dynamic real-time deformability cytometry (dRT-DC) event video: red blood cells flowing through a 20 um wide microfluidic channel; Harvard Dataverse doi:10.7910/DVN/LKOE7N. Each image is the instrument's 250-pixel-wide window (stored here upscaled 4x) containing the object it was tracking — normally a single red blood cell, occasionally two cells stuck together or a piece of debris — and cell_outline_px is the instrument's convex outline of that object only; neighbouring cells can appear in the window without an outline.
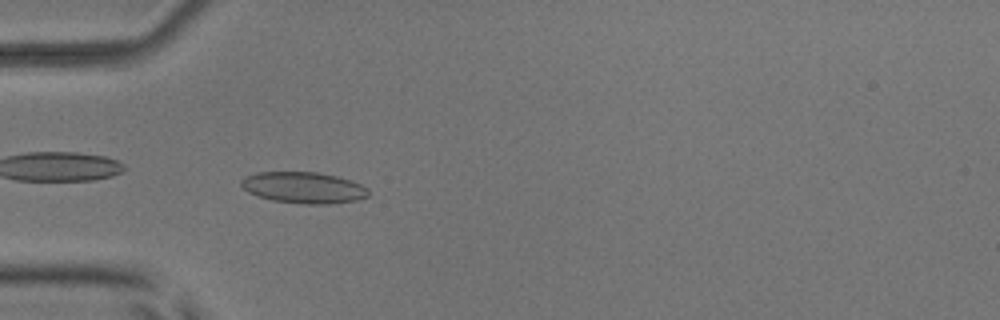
{"species": "common noctule bat (a hibernating species)", "species_latin": "Nyctalus noctula", "temperature_condition": "room temperature", "stored_images_in_passage": 52, "camera_frame_rate_fps": 3000, "um_per_image_px": 0.085, "animal": {"sex": "male", "body_mass_g": 17.9, "forearm_length_mm": 54.2}, "frame": {"image": 1, "passage_image": 16, "time_ms": 5.0, "image_size_px": [1000, 320], "cell_outline_px": [[368, 196], [356, 200], [328, 204], [304, 204], [272, 200], [248, 192], [240, 184], [240, 180], [244, 176], [256, 172], [316, 172], [336, 176], [352, 180], [368, 188]], "centroid_in_image_um": [25.79, 15.94], "position_along_channel_um": 59.2, "area_um2": 23.18}}
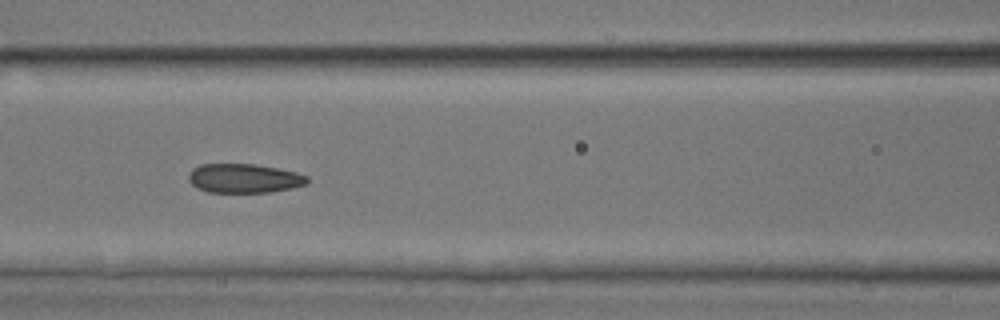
{"frame": {"image": 2, "passage_image": 23, "time_ms": 7.333, "image_size_px": [1000, 320], "cell_outline_px": [[308, 184], [292, 188], [268, 192], [208, 192], [196, 188], [188, 180], [188, 172], [192, 168], [200, 164], [256, 164], [296, 172], [308, 176]], "centroid_in_image_um": [20.72, 15.15], "position_along_channel_um": 145.9, "area_um2": 20.29}}
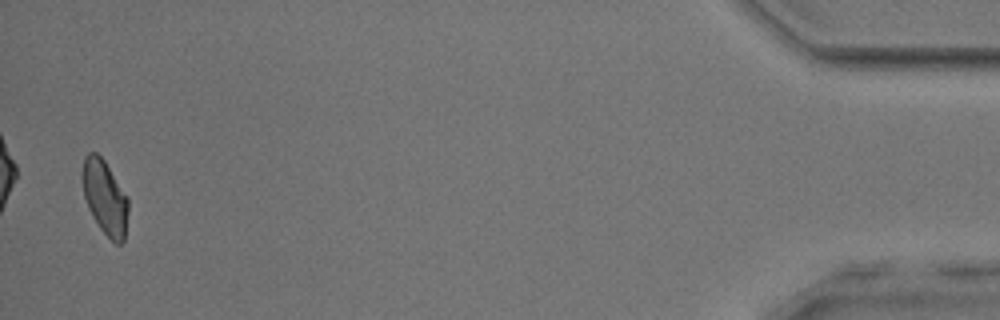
{"frame": {"image": 3, "passage_image": 51, "time_ms": 16.667, "image_size_px": [1000, 320], "cell_outline_px": [[128, 212], [124, 240], [120, 244], [116, 244], [100, 228], [88, 208], [84, 196], [80, 176], [80, 172], [84, 156], [88, 152], [96, 152], [104, 160], [128, 196]], "centroid_in_image_um": [8.89, 16.73], "position_along_channel_um": 426.3, "area_um2": 20.11}, "authors_computed_cell_mechanics": {"area_um2": 20.7791, "velocity_mm_per_s": 3.9307, "shape_relaxation_time_tau1_ms": 4.5312, "shape_relaxation_time_tau2_ms": 1.8343, "deformation_change_tau1": 0.1161, "deformation_change_tau2": 0.0626}}